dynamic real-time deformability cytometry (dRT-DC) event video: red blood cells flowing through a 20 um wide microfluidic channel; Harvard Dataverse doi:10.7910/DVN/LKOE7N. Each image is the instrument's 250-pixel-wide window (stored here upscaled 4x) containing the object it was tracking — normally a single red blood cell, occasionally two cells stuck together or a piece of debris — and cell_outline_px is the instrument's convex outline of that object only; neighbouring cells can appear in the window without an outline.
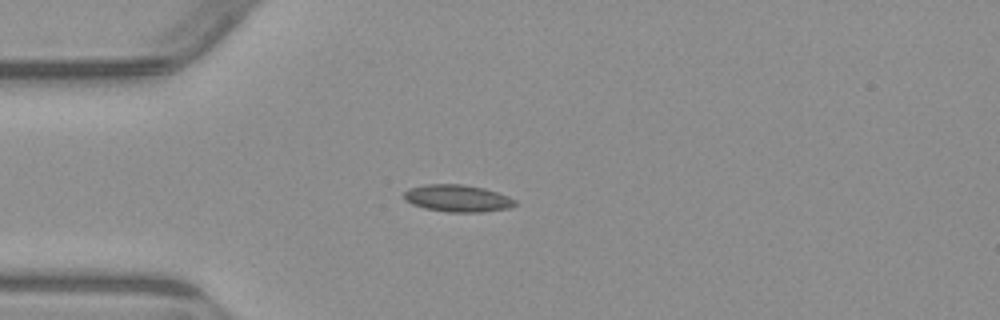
{"species": "common noctule bat (a hibernating species)", "species_latin": "Nyctalus noctula", "temperature_condition": "warm", "stored_images_in_passage": 2, "camera_frame_rate_fps": 3000, "um_per_image_px": 0.085, "animal": {"sex": "male", "body_mass_g": 23.1, "forearm_length_mm": 52.7}, "frame": {"image": 1, "passage_image": 2, "time_ms": 2.0, "image_size_px": [1000, 320], "cell_outline_px": [[516, 204], [508, 208], [484, 212], [448, 212], [424, 208], [412, 204], [404, 200], [404, 192], [408, 188], [424, 184], [464, 184], [484, 188], [508, 196], [516, 200]], "centroid_in_image_um": [38.86, 16.85], "position_along_channel_um": 46.1, "area_um2": 17.63}}